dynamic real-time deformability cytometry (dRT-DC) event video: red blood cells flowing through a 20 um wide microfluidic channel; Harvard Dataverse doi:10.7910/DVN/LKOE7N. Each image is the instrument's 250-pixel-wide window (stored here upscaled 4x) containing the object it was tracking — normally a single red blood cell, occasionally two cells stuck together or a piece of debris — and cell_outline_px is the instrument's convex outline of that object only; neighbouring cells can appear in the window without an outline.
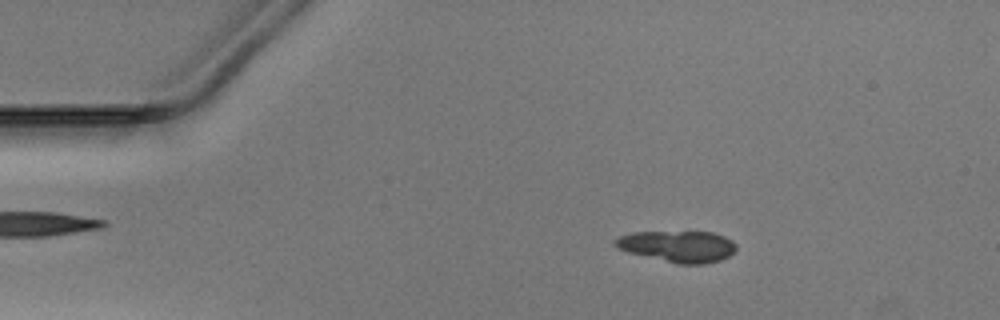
{"species": "Egyptian fruit bat (a non-hibernating species)", "species_latin": "Rousettus aegyptiacus", "temperature_condition": "warm", "stored_images_in_passage": 49, "camera_frame_rate_fps": 3000, "um_per_image_px": 0.085, "animal": {"sex": "male"}, "frame": {"image": 1, "passage_image": 7, "time_ms": 2.0, "image_size_px": [1000, 320], "cell_outline_px": [[736, 248], [728, 256], [720, 260], [704, 264], [676, 264], [628, 252], [612, 244], [612, 240], [620, 236], [632, 232], [712, 232], [724, 236], [732, 240], [736, 244]], "centroid_in_image_um": [57.6, 20.94], "position_along_channel_um": 27.4, "area_um2": 22.14}}
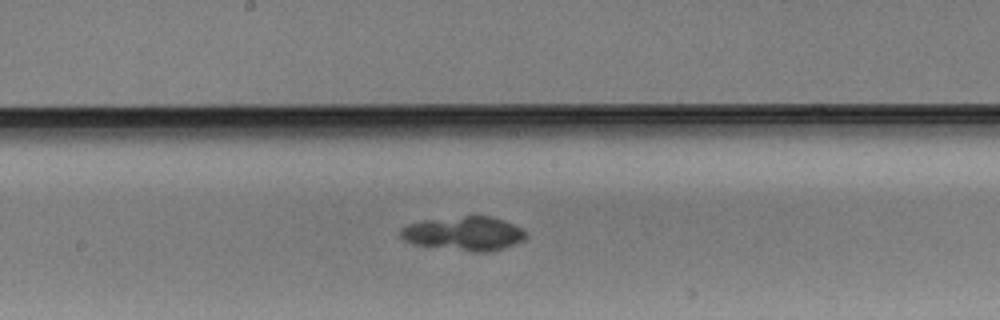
{"frame": {"image": 2, "passage_image": 25, "time_ms": 8.0, "image_size_px": [1000, 320], "cell_outline_px": [[528, 236], [524, 240], [504, 248], [492, 252], [472, 252], [412, 244], [404, 240], [400, 236], [400, 232], [408, 224], [424, 220], [464, 216], [492, 216], [504, 220], [524, 228], [528, 232]], "centroid_in_image_um": [39.52, 19.85], "position_along_channel_um": 208.7, "area_um2": 25.14}}
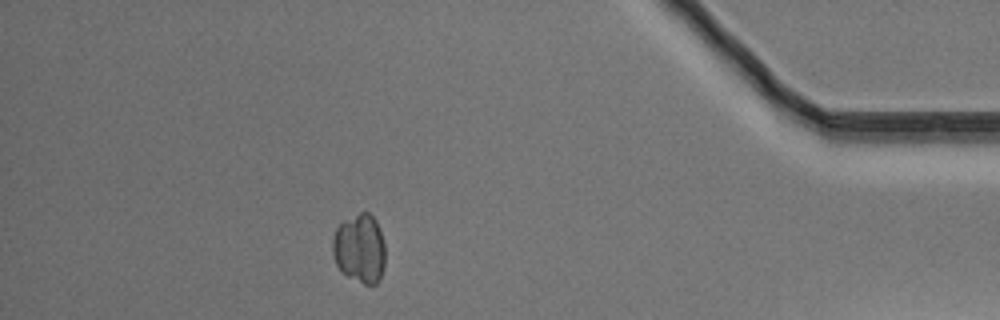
{"frame": {"image": 3, "passage_image": 43, "time_ms": 14.0, "image_size_px": [1000, 320], "cell_outline_px": [[384, 264], [380, 280], [376, 284], [364, 284], [348, 276], [336, 264], [332, 252], [332, 236], [336, 228], [344, 220], [360, 212], [368, 212], [376, 220], [384, 244]], "centroid_in_image_um": [30.56, 21.11], "position_along_channel_um": 404.6, "area_um2": 21.1}}